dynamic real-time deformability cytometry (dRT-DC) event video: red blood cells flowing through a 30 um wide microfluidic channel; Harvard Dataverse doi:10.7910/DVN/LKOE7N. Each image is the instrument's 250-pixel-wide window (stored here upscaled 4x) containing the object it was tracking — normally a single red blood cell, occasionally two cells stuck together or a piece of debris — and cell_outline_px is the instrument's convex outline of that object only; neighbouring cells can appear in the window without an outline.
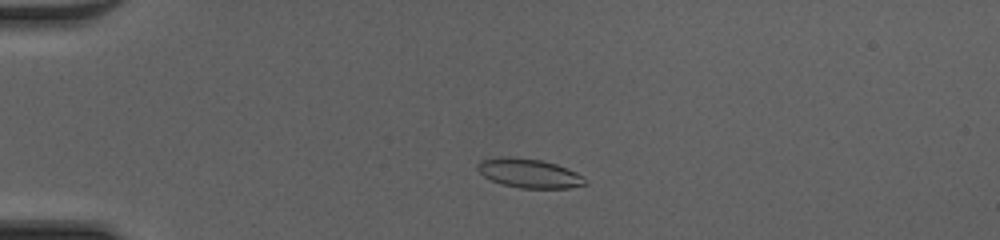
{"species": "common noctule bat (a hibernating species)", "species_latin": "Nyctalus noctula", "temperature_condition": "cold", "stored_images_in_passage": 45, "camera_frame_rate_fps": 3000, "um_per_image_px": 0.085, "animal": {"sex": "female", "body_mass_g": 20.0, "forearm_length_mm": 54.0}, "frame": {"image": 1, "passage_image": 8, "time_ms": 2.333, "image_size_px": [1000, 240], "cell_outline_px": [[588, 184], [568, 188], [520, 188], [504, 184], [492, 180], [484, 176], [476, 168], [476, 164], [480, 160], [500, 156], [512, 156], [540, 160], [556, 164], [576, 172], [584, 176]], "centroid_in_image_um": [44.97, 14.71], "position_along_channel_um": 40.0, "area_um2": 18.32}}
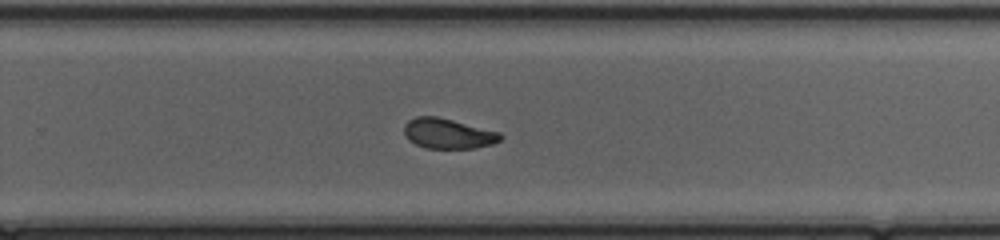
{"frame": {"image": 2, "passage_image": 29, "time_ms": 9.333, "image_size_px": [1000, 240], "cell_outline_px": [[504, 136], [500, 140], [492, 144], [476, 148], [424, 148], [408, 140], [404, 132], [404, 124], [408, 120], [416, 116], [436, 116], [500, 132]], "centroid_in_image_um": [38.07, 11.35], "position_along_channel_um": 291.7, "area_um2": 16.94}}
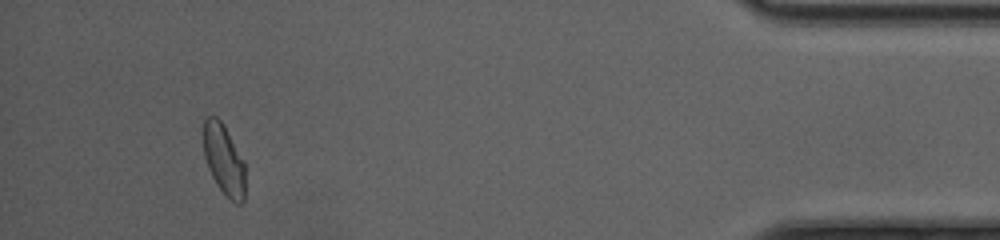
{"frame": {"image": 3, "passage_image": 42, "time_ms": 13.667, "image_size_px": [1000, 240], "cell_outline_px": [[244, 204], [236, 204], [216, 184], [208, 168], [204, 156], [204, 120], [208, 116], [216, 116], [224, 124], [244, 160]], "centroid_in_image_um": [19.04, 13.56], "position_along_channel_um": 416.2, "area_um2": 17.11}, "authors_computed_cell_mechanics": {"area_um2": 17.5712, "velocity_mm_per_s": 4.235, "shape_relaxation_time_tau1_ms": 5.57, "shape_relaxation_time_tau2_ms": 1.7655, "deformation_change_tau1": 0.1731, "deformation_change_tau2": 0.0735}}